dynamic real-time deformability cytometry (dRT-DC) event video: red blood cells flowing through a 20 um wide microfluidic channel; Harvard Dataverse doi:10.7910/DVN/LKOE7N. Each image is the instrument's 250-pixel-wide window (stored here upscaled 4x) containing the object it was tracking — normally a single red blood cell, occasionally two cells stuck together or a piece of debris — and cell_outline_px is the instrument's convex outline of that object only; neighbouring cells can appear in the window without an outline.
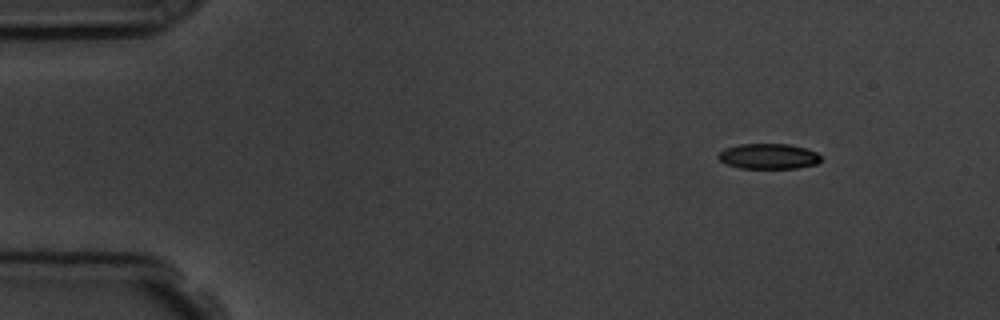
{"species": "common noctule bat (a hibernating species)", "species_latin": "Nyctalus noctula", "temperature_condition": "room temperature", "stored_images_in_passage": 4, "camera_frame_rate_fps": 3000, "um_per_image_px": 0.085, "animal": {"sex": "male", "body_mass_g": 19.5, "forearm_length_mm": 54.6}, "frame": {"image": 1, "passage_image": 1, "time_ms": 0.0, "image_size_px": [1000, 320], "cell_outline_px": [[820, 160], [816, 164], [796, 168], [740, 168], [728, 164], [720, 160], [716, 156], [724, 148], [740, 144], [788, 144], [804, 148], [816, 152], [820, 156]], "centroid_in_image_um": [65.3, 13.28], "position_along_channel_um": 19.7, "area_um2": 15.03}}
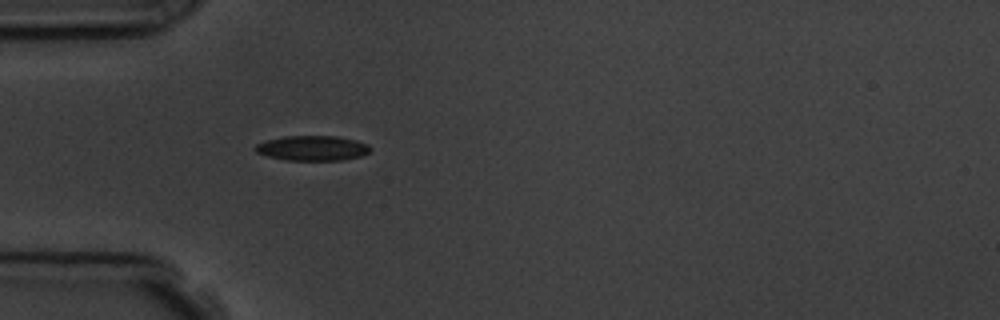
{"frame": {"image": 2, "passage_image": 4, "time_ms": 3.333, "image_size_px": [1000, 320], "cell_outline_px": [[372, 148], [368, 152], [360, 156], [344, 160], [288, 160], [268, 156], [256, 152], [252, 148], [256, 144], [268, 140], [284, 136], [336, 136], [356, 140], [368, 144]], "centroid_in_image_um": [26.56, 12.59], "position_along_channel_um": 58.4, "area_um2": 16.7}}